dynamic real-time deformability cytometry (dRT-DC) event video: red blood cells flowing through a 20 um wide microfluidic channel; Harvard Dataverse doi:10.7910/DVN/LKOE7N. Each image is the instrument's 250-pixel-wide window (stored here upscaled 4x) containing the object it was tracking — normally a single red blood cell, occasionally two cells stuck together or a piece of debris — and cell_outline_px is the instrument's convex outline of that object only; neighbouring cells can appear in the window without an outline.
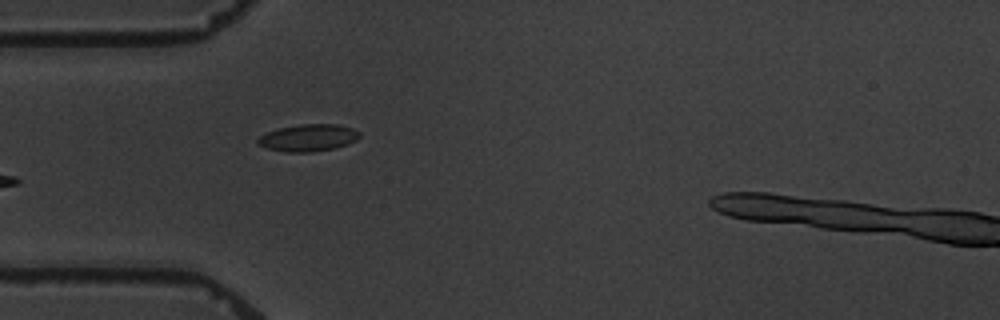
{"species": "common noctule bat (a hibernating species)", "species_latin": "Nyctalus noctula", "temperature_condition": "warm", "stored_images_in_passage": 4, "camera_frame_rate_fps": 3000, "um_per_image_px": 0.085, "animal": {"sex": "male", "body_mass_g": 19.5, "forearm_length_mm": 54.6}, "frame": {"image": 1, "passage_image": 4, "time_ms": 3.333, "image_size_px": [1000, 320], "cell_outline_px": [[360, 136], [356, 140], [348, 144], [336, 148], [312, 152], [288, 152], [268, 148], [256, 144], [256, 140], [260, 136], [268, 132], [280, 128], [300, 124], [336, 124], [352, 128], [360, 132]], "centroid_in_image_um": [26.22, 11.71], "position_along_channel_um": 58.8, "area_um2": 16.01}}